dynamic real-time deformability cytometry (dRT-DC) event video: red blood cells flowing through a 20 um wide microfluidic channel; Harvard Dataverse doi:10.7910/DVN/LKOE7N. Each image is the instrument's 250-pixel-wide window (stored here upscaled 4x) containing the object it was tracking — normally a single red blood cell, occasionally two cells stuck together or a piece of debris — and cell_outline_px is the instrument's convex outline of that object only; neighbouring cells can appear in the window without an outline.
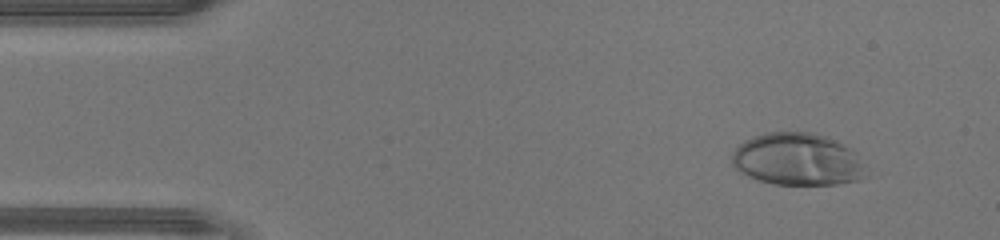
{"species": "human", "species_latin": "Homo sapiens", "temperature_condition": "warm", "stored_images_in_passage": 44, "camera_frame_rate_fps": 3000, "um_per_image_px": 0.085, "donor": {"sex": "male"}, "frame": {"image": 1, "passage_image": 5, "time_ms": 1.333, "image_size_px": [1000, 240], "cell_outline_px": [[868, 176], [860, 180], [836, 184], [772, 184], [748, 176], [740, 172], [732, 164], [732, 152], [744, 140], [752, 136], [764, 132], [816, 132], [828, 136], [852, 148], [856, 152], [864, 164]], "centroid_in_image_um": [67.83, 13.53], "position_along_channel_um": 17.2, "area_um2": 41.44}}
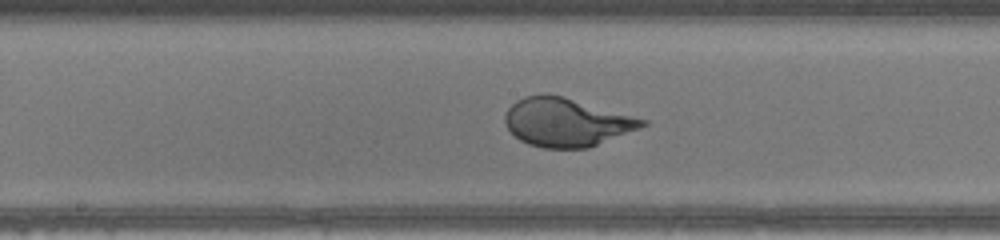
{"frame": {"image": 2, "passage_image": 23, "time_ms": 7.333, "image_size_px": [1000, 240], "cell_outline_px": [[648, 124], [640, 128], [588, 148], [544, 148], [528, 144], [520, 140], [504, 124], [504, 116], [508, 108], [516, 100], [524, 96], [544, 92], [564, 96], [648, 120]], "centroid_in_image_um": [48.12, 10.37], "position_along_channel_um": 200.1, "area_um2": 38.9}}
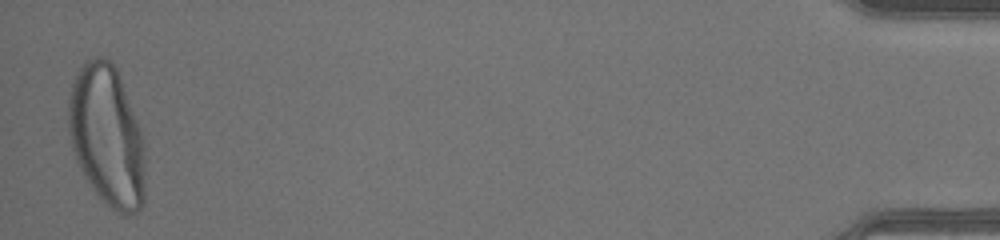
{"frame": {"image": 3, "passage_image": 44, "time_ms": 14.333, "image_size_px": [1000, 240], "cell_outline_px": [[144, 204], [136, 212], [128, 216], [120, 216], [108, 208], [104, 204], [92, 188], [84, 176], [76, 160], [72, 148], [68, 132], [68, 100], [72, 84], [76, 72], [88, 60], [96, 56], [100, 56], [108, 60], [116, 68], [120, 76], [140, 128], [144, 140]], "centroid_in_image_um": [9.09, 11.62], "position_along_channel_um": 426.1, "area_um2": 63.58}}